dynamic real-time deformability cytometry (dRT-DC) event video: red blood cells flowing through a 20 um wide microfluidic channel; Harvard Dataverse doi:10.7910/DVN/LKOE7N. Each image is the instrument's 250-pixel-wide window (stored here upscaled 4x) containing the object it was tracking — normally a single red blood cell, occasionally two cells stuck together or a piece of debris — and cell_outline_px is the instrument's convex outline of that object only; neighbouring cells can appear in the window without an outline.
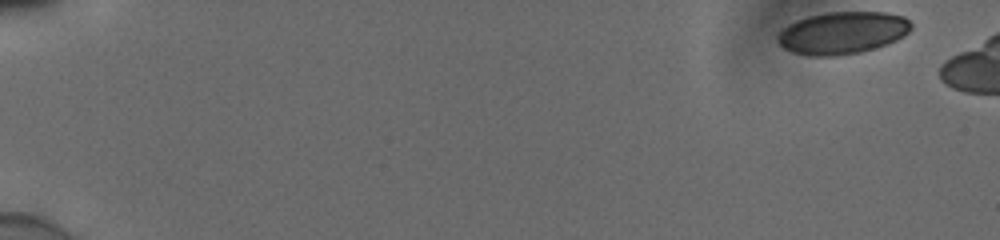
{"species": "human", "species_latin": "Homo sapiens", "temperature_condition": "cold", "stored_images_in_passage": 9, "camera_frame_rate_fps": 3000, "um_per_image_px": 0.085, "donor": {"sex": "male"}, "frame": {"image": 1, "passage_image": 1, "time_ms": 0.0, "image_size_px": [1000, 240], "cell_outline_px": [[912, 28], [904, 36], [888, 44], [876, 48], [860, 52], [836, 56], [808, 56], [792, 52], [784, 48], [776, 40], [776, 36], [788, 24], [796, 20], [808, 16], [828, 12], [888, 12], [904, 16], [912, 24]], "centroid_in_image_um": [71.62, 2.79], "position_along_channel_um": 13.4, "area_um2": 33.18}}